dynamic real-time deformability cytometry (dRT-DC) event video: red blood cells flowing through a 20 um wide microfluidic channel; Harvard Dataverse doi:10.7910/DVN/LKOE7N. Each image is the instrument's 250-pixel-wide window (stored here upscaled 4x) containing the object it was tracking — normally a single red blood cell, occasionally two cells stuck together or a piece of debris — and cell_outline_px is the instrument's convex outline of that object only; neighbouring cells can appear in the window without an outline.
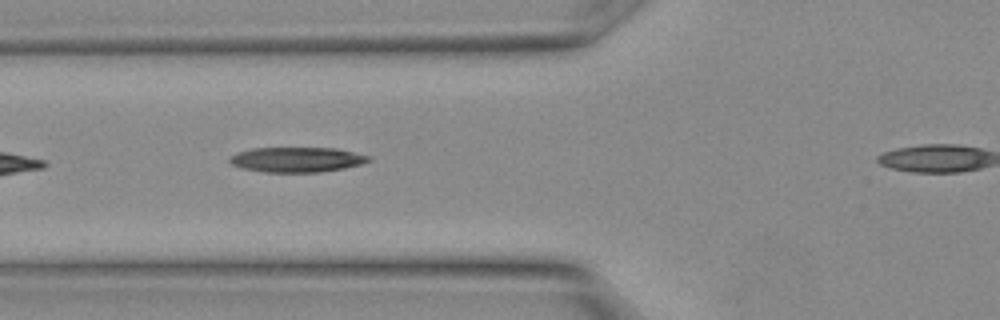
{"species": "Egyptian fruit bat (a non-hibernating species)", "species_latin": "Rousettus aegyptiacus", "temperature_condition": "warm", "stored_images_in_passage": 8, "camera_frame_rate_fps": 3000, "um_per_image_px": 0.085, "animal": {"sex": "female"}, "frame": {"image": 1, "passage_image": 3, "time_ms": 0.667, "image_size_px": [1000, 320], "cell_outline_px": [[372, 160], [364, 164], [344, 168], [320, 172], [264, 172], [240, 168], [232, 164], [228, 160], [228, 156], [236, 152], [252, 148], [336, 148], [372, 156]], "centroid_in_image_um": [25.23, 13.56], "position_along_channel_um": 100.6, "area_um2": 20.58}}